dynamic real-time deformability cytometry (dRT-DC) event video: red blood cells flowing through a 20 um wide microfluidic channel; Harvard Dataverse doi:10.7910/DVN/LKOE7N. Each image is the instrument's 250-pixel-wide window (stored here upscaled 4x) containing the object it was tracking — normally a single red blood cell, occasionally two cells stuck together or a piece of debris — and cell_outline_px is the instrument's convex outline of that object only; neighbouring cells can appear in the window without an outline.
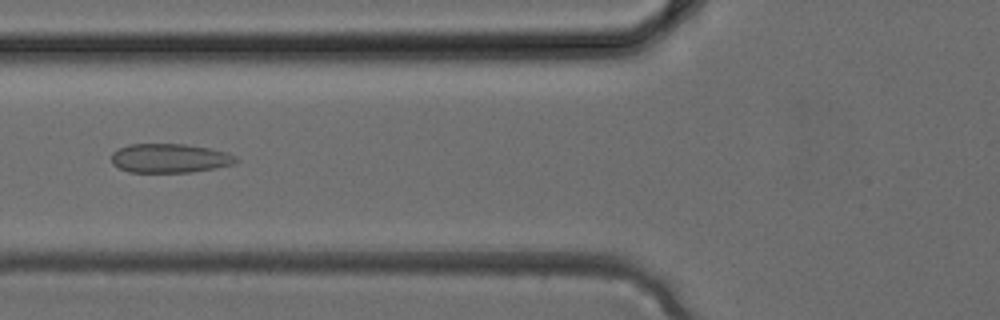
{"species": "common noctule bat (a hibernating species)", "species_latin": "Nyctalus noctula", "temperature_condition": "cold", "stored_images_in_passage": 4, "camera_frame_rate_fps": 3000, "um_per_image_px": 0.085, "animal": {"sex": "female", "body_mass_g": 24.6, "forearm_length_mm": 56.2}, "frame": {"image": 1, "passage_image": 4, "time_ms": 1.0, "image_size_px": [1000, 320], "cell_outline_px": [[240, 160], [232, 164], [216, 168], [192, 172], [128, 172], [112, 164], [112, 152], [116, 148], [128, 144], [184, 144], [208, 148], [224, 152], [236, 156]], "centroid_in_image_um": [14.39, 13.45], "position_along_channel_um": 111.4, "area_um2": 21.15}}